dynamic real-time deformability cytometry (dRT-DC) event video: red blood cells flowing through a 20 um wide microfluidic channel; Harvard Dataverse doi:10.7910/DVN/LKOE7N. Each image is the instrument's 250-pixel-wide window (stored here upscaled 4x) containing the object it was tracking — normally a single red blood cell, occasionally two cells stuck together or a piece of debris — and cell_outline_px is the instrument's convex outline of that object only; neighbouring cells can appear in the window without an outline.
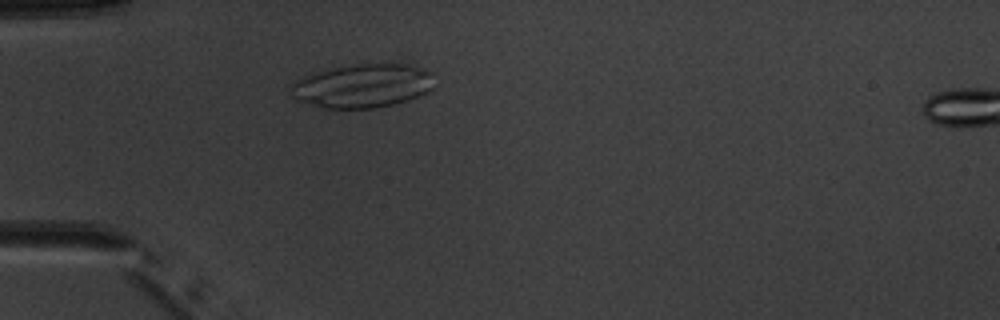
{"species": "common noctule bat (a hibernating species)", "species_latin": "Nyctalus noctula", "temperature_condition": "warm", "stored_images_in_passage": 3, "camera_frame_rate_fps": 3000, "um_per_image_px": 0.085, "animal": {"sex": "male", "body_mass_g": 20.1, "forearm_length_mm": 53.5}, "frame": {"image": 1, "passage_image": 2, "time_ms": 1.333, "image_size_px": [1000, 320], "cell_outline_px": [[436, 88], [428, 92], [408, 100], [392, 104], [372, 108], [324, 108], [300, 100], [296, 96], [292, 88], [292, 84], [300, 76], [308, 72], [356, 64], [408, 64], [432, 72]], "centroid_in_image_um": [30.87, 7.27], "position_along_channel_um": 54.1, "area_um2": 36.53}}